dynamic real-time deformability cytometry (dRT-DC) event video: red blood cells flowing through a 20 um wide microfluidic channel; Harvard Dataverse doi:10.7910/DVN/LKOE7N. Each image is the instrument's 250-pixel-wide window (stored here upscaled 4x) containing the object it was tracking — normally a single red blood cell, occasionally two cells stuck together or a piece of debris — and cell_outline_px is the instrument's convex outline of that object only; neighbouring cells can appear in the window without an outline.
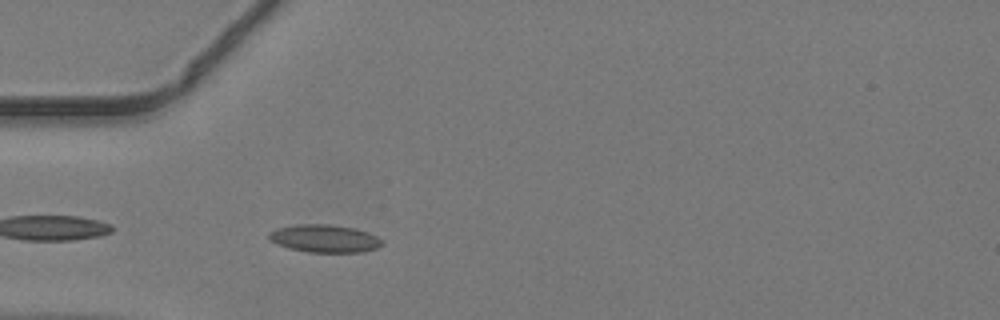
{"species": "common noctule bat (a hibernating species)", "species_latin": "Nyctalus noctula", "temperature_condition": "warm", "stored_images_in_passage": 30, "camera_frame_rate_fps": 3000, "um_per_image_px": 0.085, "animal": {"sex": "male", "body_mass_g": 19.2, "forearm_length_mm": 51.8}, "frame": {"image": 1, "passage_image": 2, "time_ms": 0.333, "image_size_px": [1000, 320], "cell_outline_px": [[384, 244], [376, 248], [360, 252], [308, 252], [288, 248], [276, 244], [268, 240], [268, 232], [276, 228], [296, 224], [332, 224], [356, 228], [368, 232], [384, 240]], "centroid_in_image_um": [27.57, 20.26], "position_along_channel_um": 57.4, "area_um2": 18.61}}
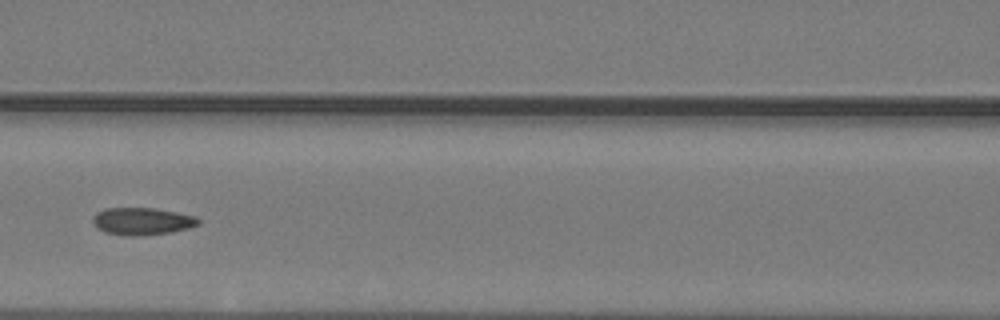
{"frame": {"image": 2, "passage_image": 9, "time_ms": 2.667, "image_size_px": [1000, 320], "cell_outline_px": [[200, 224], [188, 228], [172, 232], [140, 236], [132, 236], [104, 232], [96, 228], [92, 220], [92, 216], [96, 212], [104, 208], [156, 208], [196, 216], [200, 220]], "centroid_in_image_um": [12.07, 18.8], "position_along_channel_um": 154.5, "area_um2": 16.99}}
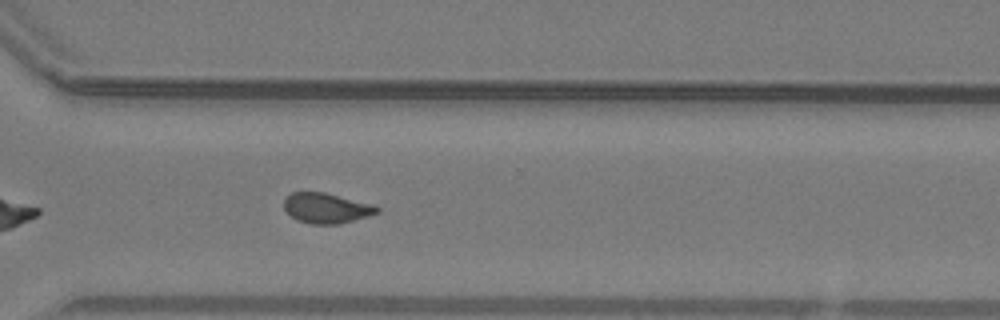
{"frame": {"image": 3, "passage_image": 22, "time_ms": 7.0, "image_size_px": [1000, 320], "cell_outline_px": [[380, 212], [368, 216], [340, 224], [312, 224], [296, 220], [284, 208], [284, 200], [292, 192], [324, 192], [372, 204], [380, 208]], "centroid_in_image_um": [27.76, 17.69], "position_along_channel_um": 342.8, "area_um2": 16.3}}